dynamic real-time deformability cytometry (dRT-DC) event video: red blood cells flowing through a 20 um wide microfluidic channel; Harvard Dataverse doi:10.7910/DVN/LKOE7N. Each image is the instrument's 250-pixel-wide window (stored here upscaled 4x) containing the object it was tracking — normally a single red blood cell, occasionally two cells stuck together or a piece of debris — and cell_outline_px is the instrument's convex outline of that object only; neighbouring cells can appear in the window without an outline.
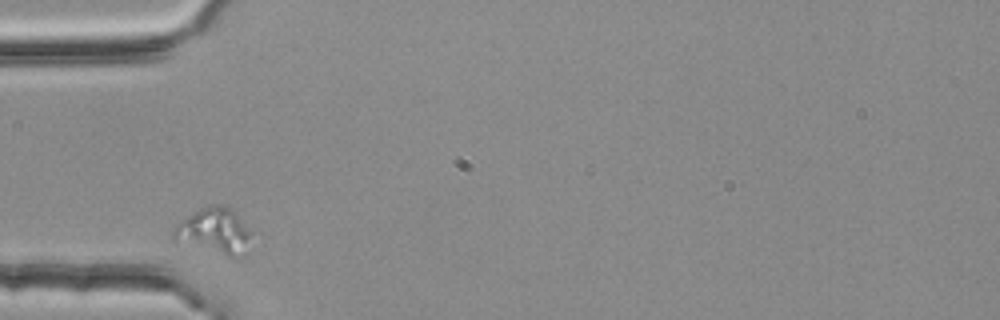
{"species": "common noctule bat (a hibernating species)", "species_latin": "Nyctalus noctula", "temperature_condition": "room temperature", "stored_images_in_passage": 1, "camera_frame_rate_fps": 3000, "um_per_image_px": 0.085, "animal": {"sex": "female", "body_mass_g": 25.1}, "frame": {"image": 1, "passage_image": 1, "time_ms": 0.0, "image_size_px": [1000, 320], "cell_outline_px": [[252, 232], [236, 256], [228, 256], [172, 240], [172, 232], [176, 224], [200, 208], [208, 204], [220, 204], [228, 208]], "centroid_in_image_um": [18.09, 19.59], "position_along_channel_um": 66.9, "area_um2": 19.65}}